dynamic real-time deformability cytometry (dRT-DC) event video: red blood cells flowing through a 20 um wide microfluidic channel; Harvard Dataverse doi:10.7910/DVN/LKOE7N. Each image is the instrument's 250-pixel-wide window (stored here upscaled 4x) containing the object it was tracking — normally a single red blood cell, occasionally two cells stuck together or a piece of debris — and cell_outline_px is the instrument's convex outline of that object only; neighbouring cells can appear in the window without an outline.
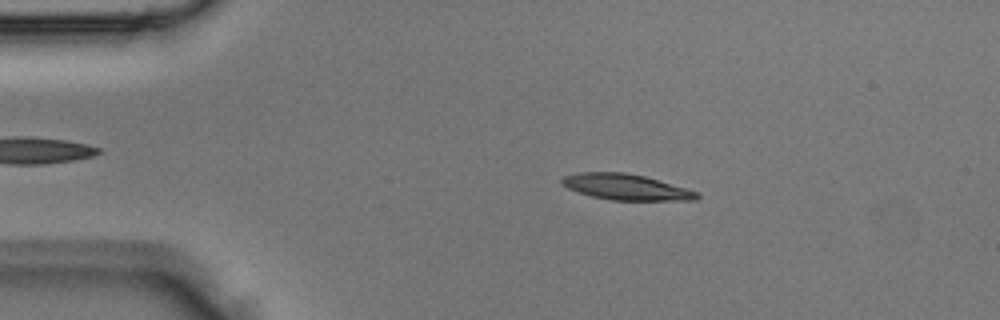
{"species": "Egyptian fruit bat (a non-hibernating species)", "species_latin": "Rousettus aegyptiacus", "temperature_condition": "room temperature", "stored_images_in_passage": 3, "camera_frame_rate_fps": 3000, "um_per_image_px": 0.085, "animal": {"sex": "male"}, "frame": {"image": 1, "passage_image": 2, "time_ms": 0.333, "image_size_px": [1000, 320], "cell_outline_px": [[700, 196], [696, 200], [612, 200], [592, 196], [568, 188], [560, 180], [564, 176], [580, 172], [624, 172], [644, 176], [700, 192]], "centroid_in_image_um": [53.25, 15.89], "position_along_channel_um": 31.8, "area_um2": 20.11}}